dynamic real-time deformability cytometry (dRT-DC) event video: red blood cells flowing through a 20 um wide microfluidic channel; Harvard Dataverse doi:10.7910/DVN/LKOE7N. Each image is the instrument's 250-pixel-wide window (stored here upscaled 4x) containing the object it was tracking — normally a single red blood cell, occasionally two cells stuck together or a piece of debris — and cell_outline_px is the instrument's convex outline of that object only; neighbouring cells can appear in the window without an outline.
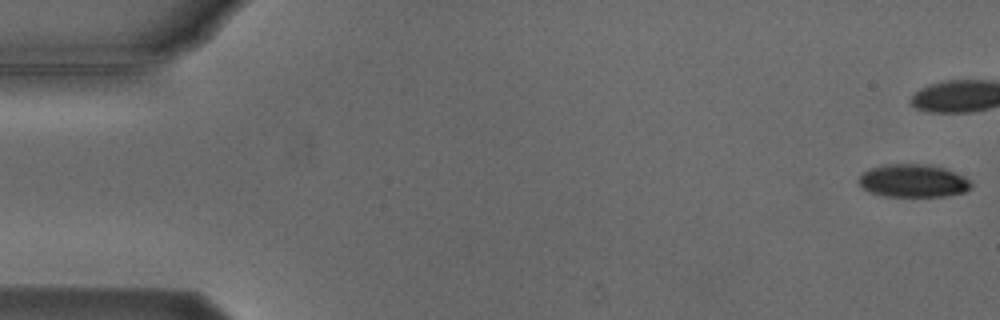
{"species": "Egyptian fruit bat (a non-hibernating species)", "species_latin": "Rousettus aegyptiacus", "temperature_condition": "cold", "stored_images_in_passage": 7, "camera_frame_rate_fps": 3000, "um_per_image_px": 0.085, "animal": {"sex": "male"}, "frame": {"image": 1, "passage_image": 1, "time_ms": 0.0, "image_size_px": [1000, 320], "cell_outline_px": [[972, 188], [964, 192], [948, 196], [884, 196], [868, 192], [856, 180], [868, 168], [884, 164], [928, 164], [944, 168], [964, 176], [972, 184]], "centroid_in_image_um": [77.6, 15.36], "position_along_channel_um": 7.4, "area_um2": 21.73}}